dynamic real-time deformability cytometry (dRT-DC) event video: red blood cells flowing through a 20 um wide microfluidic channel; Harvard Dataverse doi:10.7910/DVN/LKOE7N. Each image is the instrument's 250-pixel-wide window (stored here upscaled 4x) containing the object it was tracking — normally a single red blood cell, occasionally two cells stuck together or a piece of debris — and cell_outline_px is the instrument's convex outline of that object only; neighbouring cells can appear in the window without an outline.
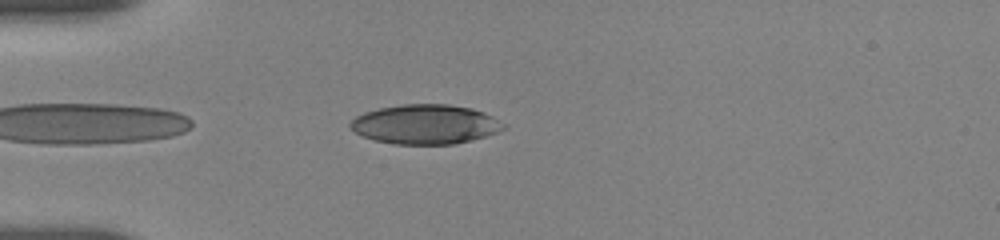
{"species": "human", "species_latin": "Homo sapiens", "temperature_condition": "room temperature", "stored_images_in_passage": 11, "camera_frame_rate_fps": 3000, "um_per_image_px": 0.085, "donor": {"sex": "female"}, "frame": {"image": 1, "passage_image": 2, "time_ms": 0.667, "image_size_px": [1000, 240], "cell_outline_px": [[504, 128], [496, 132], [472, 140], [452, 144], [392, 144], [376, 140], [364, 136], [348, 128], [348, 124], [356, 116], [364, 112], [380, 108], [404, 104], [448, 104], [472, 108], [484, 112], [492, 116], [504, 124]], "centroid_in_image_um": [36.12, 10.56], "position_along_channel_um": 48.9, "area_um2": 35.08}}
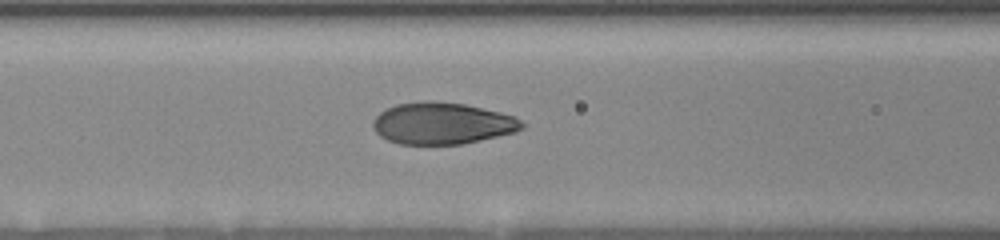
{"frame": {"image": 2, "passage_image": 8, "time_ms": 3.333, "image_size_px": [1000, 240], "cell_outline_px": [[524, 128], [516, 132], [480, 140], [460, 144], [400, 144], [388, 140], [380, 136], [372, 128], [372, 120], [380, 112], [396, 104], [464, 104], [500, 112], [516, 116], [524, 124]], "centroid_in_image_um": [37.61, 10.53], "position_along_channel_um": 129.0, "area_um2": 35.26}}
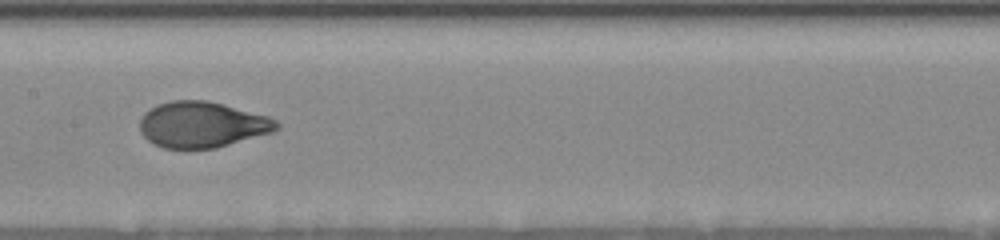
{"frame": {"image": 3, "passage_image": 10, "time_ms": 5.0, "image_size_px": [1000, 240], "cell_outline_px": [[280, 128], [272, 132], [216, 148], [164, 148], [152, 144], [140, 132], [140, 120], [144, 112], [148, 108], [156, 104], [172, 100], [208, 100], [268, 116], [276, 120], [280, 124]], "centroid_in_image_um": [17.15, 10.58], "position_along_channel_um": 190.2, "area_um2": 36.76}}